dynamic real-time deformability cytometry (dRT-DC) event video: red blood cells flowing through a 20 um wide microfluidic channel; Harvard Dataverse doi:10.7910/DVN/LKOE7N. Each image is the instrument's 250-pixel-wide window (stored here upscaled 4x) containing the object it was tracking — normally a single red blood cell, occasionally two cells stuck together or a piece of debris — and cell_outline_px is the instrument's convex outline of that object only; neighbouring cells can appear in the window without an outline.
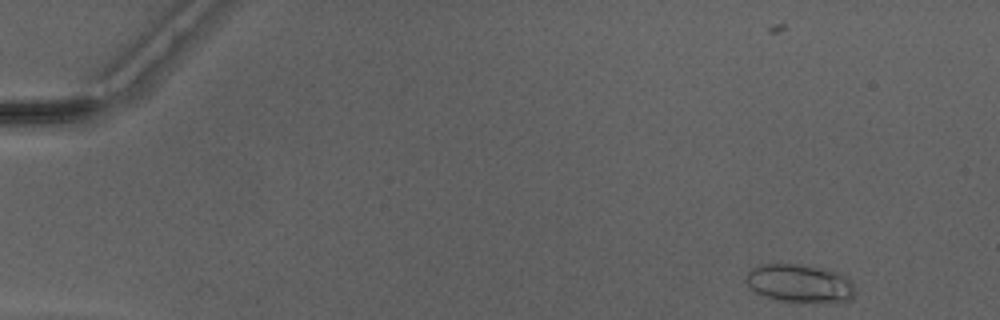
{"species": "Egyptian fruit bat (a non-hibernating species)", "species_latin": "Rousettus aegyptiacus", "temperature_condition": "warm", "stored_images_in_passage": 2, "camera_frame_rate_fps": 3000, "um_per_image_px": 0.085, "animal": {"sex": "male"}, "frame": {"image": 1, "passage_image": 2, "time_ms": 0.333, "image_size_px": [1000, 320], "cell_outline_px": [[856, 288], [852, 296], [844, 304], [824, 304], [780, 300], [756, 292], [744, 280], [748, 272], [752, 268], [760, 264], [796, 264], [824, 268], [848, 276]], "centroid_in_image_um": [68.07, 24.11], "position_along_channel_um": 16.9, "area_um2": 24.74}}